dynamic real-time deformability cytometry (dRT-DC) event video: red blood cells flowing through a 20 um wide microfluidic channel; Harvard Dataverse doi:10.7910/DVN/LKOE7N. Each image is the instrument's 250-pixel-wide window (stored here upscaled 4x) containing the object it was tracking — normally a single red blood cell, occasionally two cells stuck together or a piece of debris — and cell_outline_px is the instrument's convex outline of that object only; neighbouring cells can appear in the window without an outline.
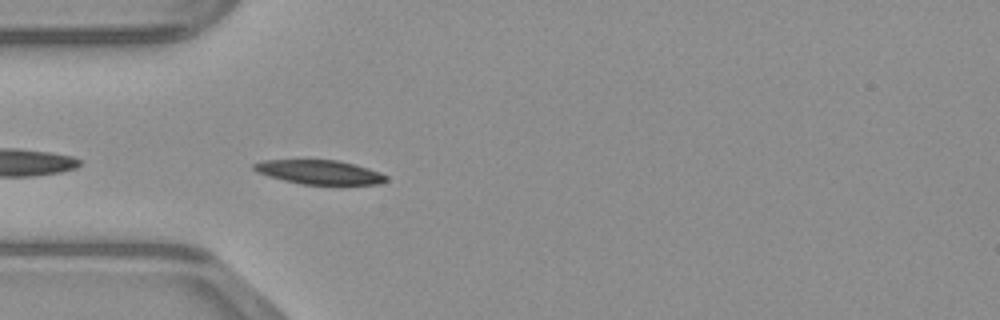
{"species": "common noctule bat (a hibernating species)", "species_latin": "Nyctalus noctula", "temperature_condition": "warm", "stored_images_in_passage": 36, "camera_frame_rate_fps": 3000, "um_per_image_px": 0.085, "animal": {"sex": "male", "body_mass_g": 23.1, "forearm_length_mm": 52.7}, "frame": {"image": 1, "passage_image": 2, "time_ms": 0.333, "image_size_px": [1000, 320], "cell_outline_px": [[388, 180], [380, 184], [300, 184], [284, 180], [256, 172], [252, 168], [252, 164], [264, 160], [336, 160], [368, 168], [380, 172], [388, 176]], "centroid_in_image_um": [27.15, 14.63], "position_along_channel_um": 57.9, "area_um2": 18.44}}
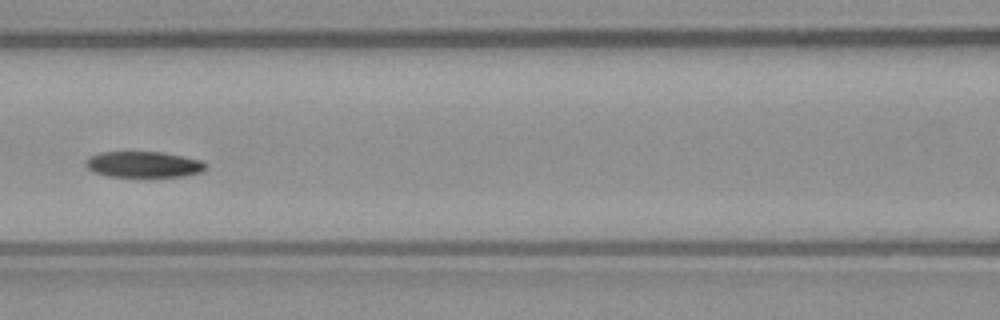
{"frame": {"image": 2, "passage_image": 9, "time_ms": 2.667, "image_size_px": [1000, 320], "cell_outline_px": [[208, 168], [200, 172], [184, 176], [108, 176], [92, 172], [84, 164], [88, 156], [100, 152], [160, 152], [184, 156], [200, 160], [208, 164]], "centroid_in_image_um": [12.19, 13.97], "position_along_channel_um": 154.4, "area_um2": 18.21}}
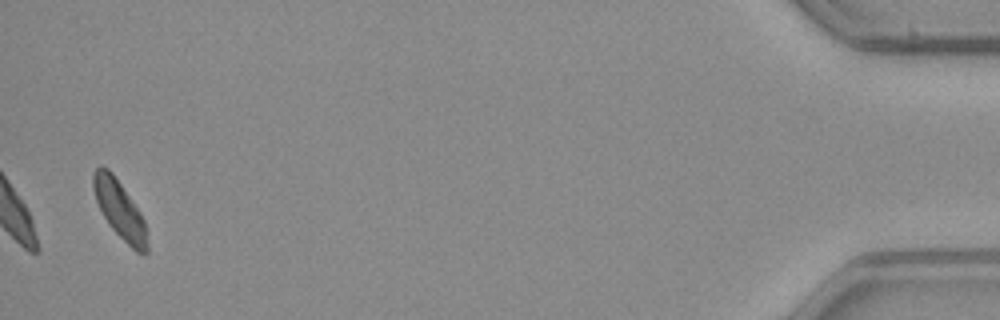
{"frame": {"image": 3, "passage_image": 35, "time_ms": 11.333, "image_size_px": [1000, 320], "cell_outline_px": [[148, 252], [136, 252], [108, 224], [96, 200], [92, 188], [92, 172], [100, 164], [108, 168], [112, 172], [140, 212], [144, 220], [148, 244]], "centroid_in_image_um": [10.14, 17.77], "position_along_channel_um": 425.1, "area_um2": 17.98}}